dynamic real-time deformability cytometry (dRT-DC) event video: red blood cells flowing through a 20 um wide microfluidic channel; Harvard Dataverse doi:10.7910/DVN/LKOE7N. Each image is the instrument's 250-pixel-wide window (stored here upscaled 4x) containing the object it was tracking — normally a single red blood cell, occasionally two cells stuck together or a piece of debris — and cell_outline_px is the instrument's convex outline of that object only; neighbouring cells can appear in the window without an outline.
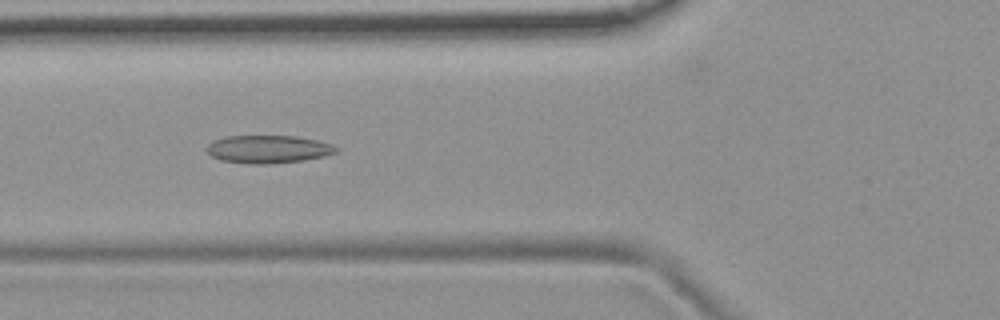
{"species": "common noctule bat (a hibernating species)", "species_latin": "Nyctalus noctula", "temperature_condition": "room temperature", "stored_images_in_passage": 46, "camera_frame_rate_fps": 3000, "um_per_image_px": 0.085, "animal": {"sex": "female", "body_mass_g": 19.9}, "frame": {"image": 1, "passage_image": 20, "time_ms": 6.333, "image_size_px": [1000, 320], "cell_outline_px": [[340, 148], [336, 152], [324, 156], [304, 160], [264, 164], [248, 164], [220, 160], [212, 156], [204, 148], [208, 144], [216, 140], [228, 136], [296, 136], [316, 140], [332, 144]], "centroid_in_image_um": [22.8, 12.68], "position_along_channel_um": 103.0, "area_um2": 20.98}}
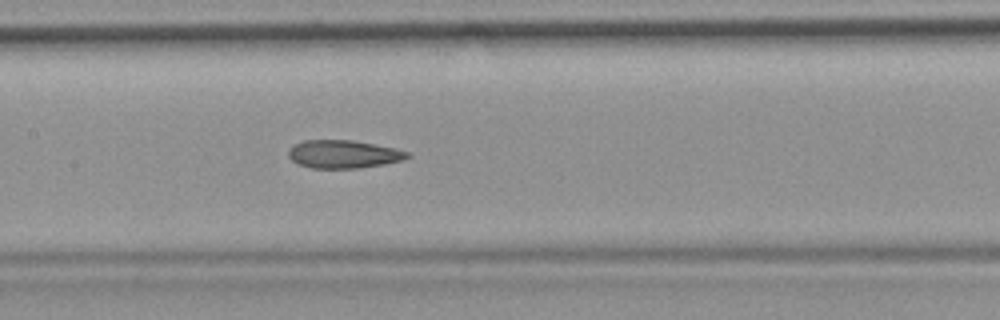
{"frame": {"image": 2, "passage_image": 26, "time_ms": 8.333, "image_size_px": [1000, 320], "cell_outline_px": [[412, 156], [404, 160], [384, 164], [360, 168], [312, 168], [300, 164], [292, 160], [288, 156], [288, 152], [296, 144], [304, 140], [352, 140], [396, 148], [408, 152]], "centroid_in_image_um": [29.25, 13.1], "position_along_channel_um": 178.2, "area_um2": 19.36}}
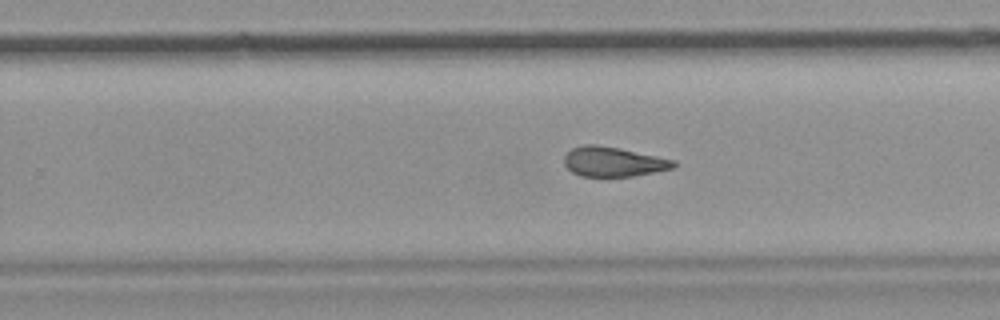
{"frame": {"image": 3, "passage_image": 34, "time_ms": 11.0, "image_size_px": [1000, 320], "cell_outline_px": [[676, 164], [672, 168], [632, 176], [580, 176], [572, 172], [564, 164], [564, 156], [572, 148], [584, 144], [596, 144], [620, 148], [676, 160]], "centroid_in_image_um": [52.1, 13.73], "position_along_channel_um": 277.7, "area_um2": 18.84}, "authors_computed_cell_mechanics": {"area_um2": 20.1144, "velocity_mm_per_s": 3.7471, "shape_relaxation_time_tau1_ms": null, "shape_relaxation_time_tau2_ms": 3.2262, "deformation_change_tau1": null, "deformation_change_tau2": 0.1018}}